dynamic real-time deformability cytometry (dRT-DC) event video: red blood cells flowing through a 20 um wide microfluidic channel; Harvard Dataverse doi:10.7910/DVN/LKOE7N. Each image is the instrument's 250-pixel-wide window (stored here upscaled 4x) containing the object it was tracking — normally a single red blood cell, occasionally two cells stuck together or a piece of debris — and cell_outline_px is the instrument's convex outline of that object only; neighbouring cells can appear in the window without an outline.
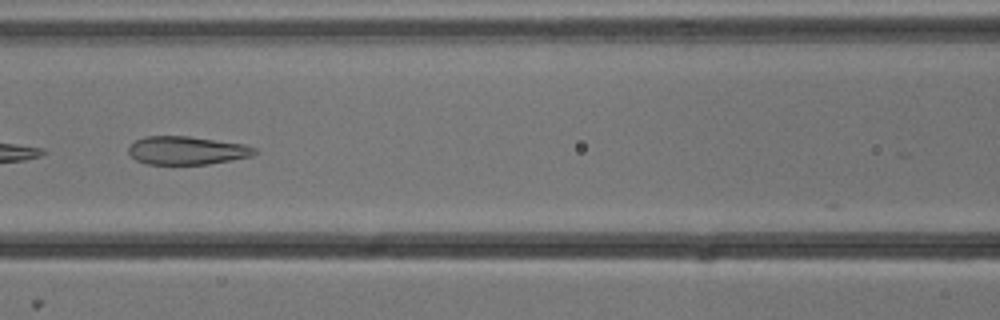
{"species": "common noctule bat (a hibernating species)", "species_latin": "Nyctalus noctula", "temperature_condition": "cold", "stored_images_in_passage": 6, "camera_frame_rate_fps": 3000, "um_per_image_px": 0.085, "animal": {"sex": "male", "body_mass_g": 13.3}, "frame": {"image": 1, "passage_image": 5, "time_ms": 1.333, "image_size_px": [1000, 320], "cell_outline_px": [[256, 152], [252, 156], [232, 160], [208, 164], [148, 164], [136, 160], [128, 152], [128, 148], [136, 140], [144, 136], [188, 136], [244, 144], [256, 148]], "centroid_in_image_um": [15.88, 12.79], "position_along_channel_um": 150.7, "area_um2": 20.69}}
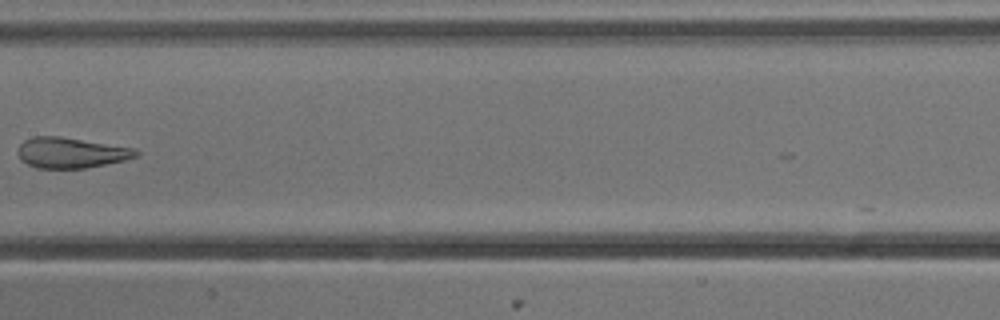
{"frame": {"image": 2, "passage_image": 6, "time_ms": 1.667, "image_size_px": [1000, 320], "cell_outline_px": [[140, 156], [124, 160], [84, 168], [36, 168], [20, 160], [16, 152], [20, 144], [24, 140], [32, 136], [60, 136], [136, 148], [140, 152]], "centroid_in_image_um": [6.03, 12.97], "position_along_channel_um": 201.4, "area_um2": 21.21}}